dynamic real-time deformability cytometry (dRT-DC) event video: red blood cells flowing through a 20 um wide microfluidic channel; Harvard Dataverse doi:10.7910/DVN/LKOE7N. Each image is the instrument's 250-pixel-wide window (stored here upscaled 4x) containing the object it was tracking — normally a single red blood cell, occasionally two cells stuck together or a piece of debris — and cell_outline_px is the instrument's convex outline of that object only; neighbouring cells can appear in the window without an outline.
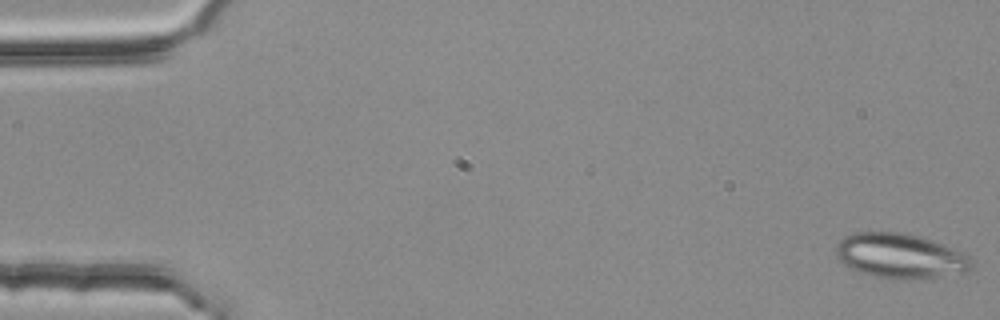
{"species": "common noctule bat (a hibernating species)", "species_latin": "Nyctalus noctula", "temperature_condition": "room temperature", "stored_images_in_passage": 53, "camera_frame_rate_fps": 3000, "um_per_image_px": 0.085, "animal": {"sex": "female", "body_mass_g": 25.1}, "frame": {"image": 1, "passage_image": 1, "time_ms": 0.0, "image_size_px": [1000, 320], "cell_outline_px": [[972, 268], [964, 272], [912, 280], [908, 280], [872, 276], [860, 272], [844, 264], [836, 256], [836, 244], [844, 236], [856, 232], [904, 232], [932, 240], [968, 256], [972, 260]], "centroid_in_image_um": [76.47, 21.75], "position_along_channel_um": 8.5, "area_um2": 35.14}}
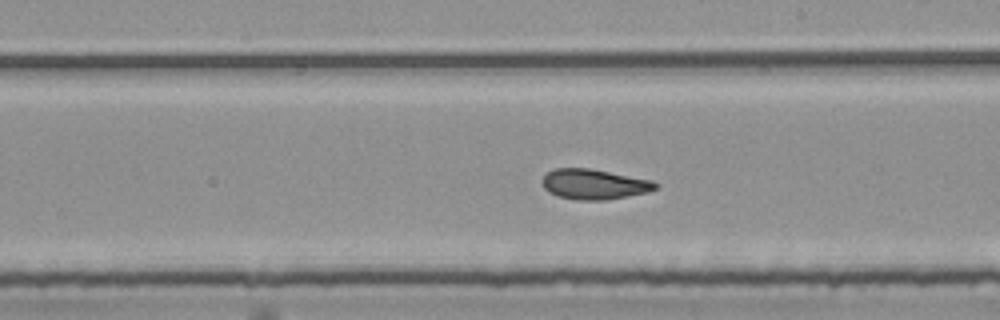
{"frame": {"image": 2, "passage_image": 31, "time_ms": 10.0, "image_size_px": [1000, 320], "cell_outline_px": [[656, 188], [648, 192], [604, 200], [576, 200], [560, 196], [548, 192], [544, 188], [544, 176], [552, 168], [588, 168], [652, 180], [656, 184]], "centroid_in_image_um": [50.48, 15.66], "position_along_channel_um": 238.5, "area_um2": 19.59}}
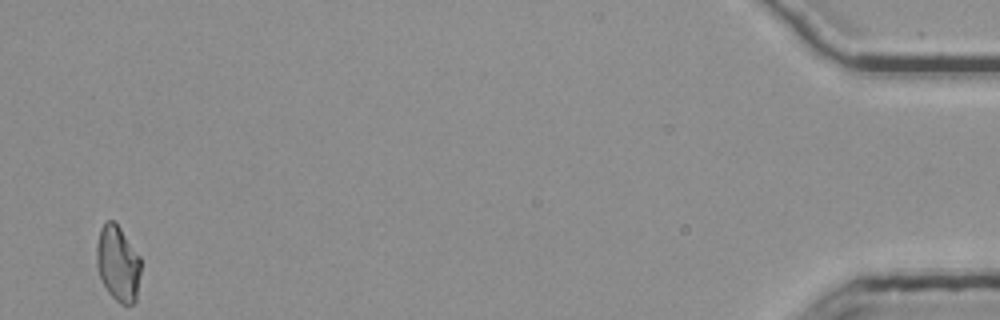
{"frame": {"image": 3, "passage_image": 53, "time_ms": 17.333, "image_size_px": [1000, 320], "cell_outline_px": [[140, 272], [136, 300], [132, 304], [120, 304], [108, 292], [100, 280], [96, 264], [96, 244], [100, 228], [108, 220], [112, 220], [120, 228], [140, 256]], "centroid_in_image_um": [10.0, 22.41], "position_along_channel_um": 425.2, "area_um2": 19.54}, "authors_computed_cell_mechanics": {"area_um2": 20.3456, "velocity_mm_per_s": 3.7743, "shape_relaxation_time_tau1_ms": null, "shape_relaxation_time_tau2_ms": 2.6555, "deformation_change_tau1": null, "deformation_change_tau2": 0.0886}}